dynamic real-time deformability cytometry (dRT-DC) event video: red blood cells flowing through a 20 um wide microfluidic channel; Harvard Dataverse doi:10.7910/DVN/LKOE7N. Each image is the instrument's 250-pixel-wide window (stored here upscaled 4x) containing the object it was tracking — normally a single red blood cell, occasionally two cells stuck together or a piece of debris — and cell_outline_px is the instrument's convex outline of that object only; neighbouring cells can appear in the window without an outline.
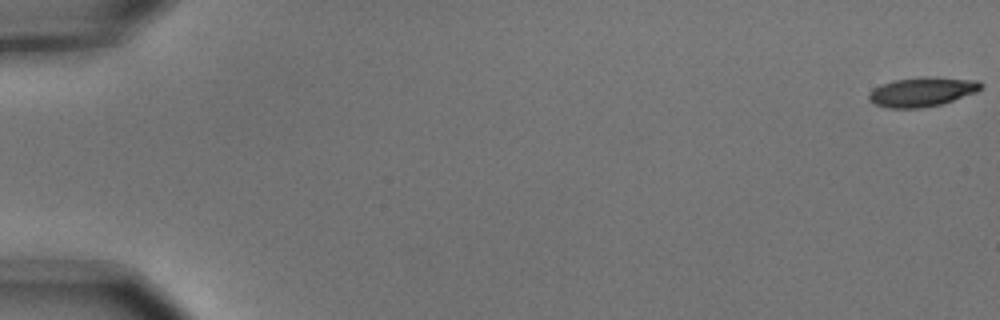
{"species": "common noctule bat (a hibernating species)", "species_latin": "Nyctalus noctula", "temperature_condition": "cold", "stored_images_in_passage": 10, "camera_frame_rate_fps": 3000, "um_per_image_px": 0.085, "animal": {"sex": "male", "body_mass_g": 15.6}, "frame": {"image": 1, "passage_image": 1, "time_ms": 0.0, "image_size_px": [1000, 320], "cell_outline_px": [[984, 88], [976, 92], [940, 104], [920, 108], [888, 108], [876, 104], [868, 100], [868, 92], [872, 88], [880, 84], [892, 80], [924, 76], [928, 76], [980, 80], [984, 84]], "centroid_in_image_um": [78.37, 7.78], "position_along_channel_um": 6.6, "area_um2": 19.48}}
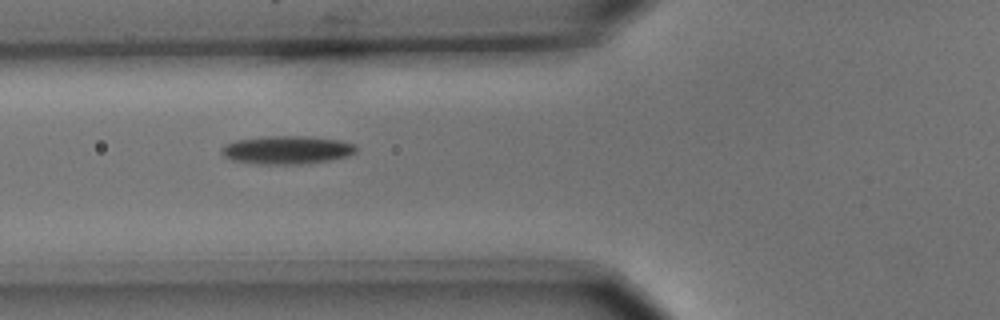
{"frame": {"image": 2, "passage_image": 7, "time_ms": 2.0, "image_size_px": [1000, 320], "cell_outline_px": [[360, 148], [356, 152], [348, 156], [332, 160], [300, 164], [252, 164], [232, 160], [224, 156], [220, 152], [220, 148], [224, 144], [236, 140], [264, 136], [304, 136], [340, 140], [356, 144]], "centroid_in_image_um": [24.39, 12.75], "position_along_channel_um": 101.4, "area_um2": 22.54}}
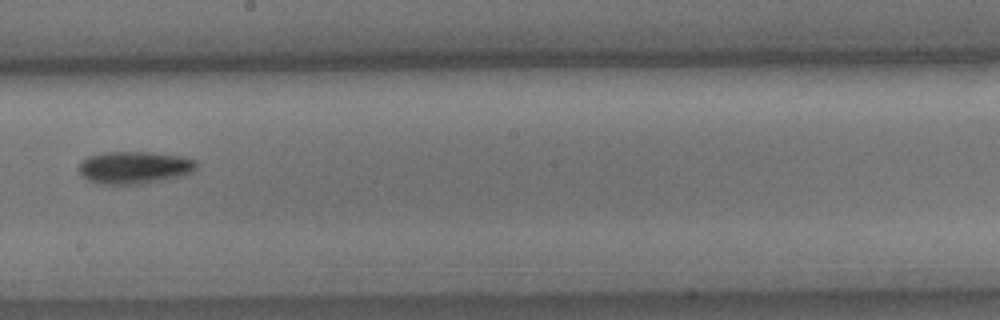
{"frame": {"image": 3, "passage_image": 10, "time_ms": 3.0, "image_size_px": [1000, 320], "cell_outline_px": [[196, 168], [180, 176], [164, 180], [140, 184], [100, 184], [88, 180], [80, 176], [76, 168], [88, 156], [104, 152], [152, 152], [180, 156], [196, 160]], "centroid_in_image_um": [11.36, 14.24], "position_along_channel_um": 236.8, "area_um2": 22.25}}